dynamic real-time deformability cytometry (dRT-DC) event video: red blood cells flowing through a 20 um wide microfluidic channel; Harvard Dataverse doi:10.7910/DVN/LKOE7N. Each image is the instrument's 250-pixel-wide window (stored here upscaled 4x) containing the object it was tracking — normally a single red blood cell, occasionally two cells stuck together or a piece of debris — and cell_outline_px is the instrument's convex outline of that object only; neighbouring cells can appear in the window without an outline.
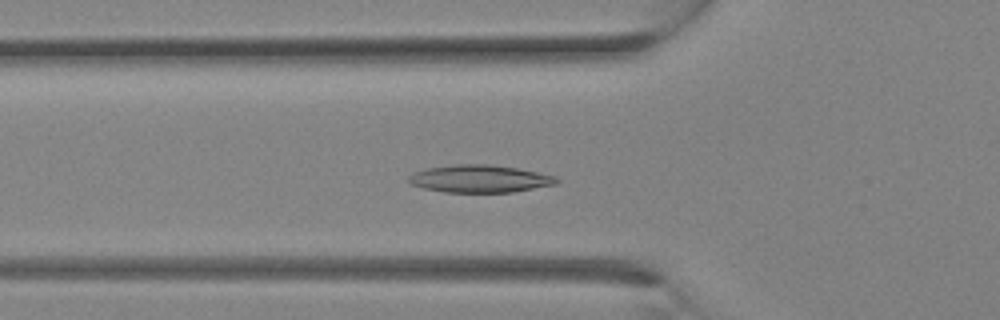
{"species": "Egyptian fruit bat (a non-hibernating species)", "species_latin": "Rousettus aegyptiacus", "temperature_condition": "room temperature", "stored_images_in_passage": 16, "camera_frame_rate_fps": 3000, "um_per_image_px": 0.085, "animal": {"sex": "female"}, "frame": {"image": 1, "passage_image": 10, "time_ms": 3.0, "image_size_px": [1000, 320], "cell_outline_px": [[560, 180], [556, 184], [512, 192], [444, 192], [424, 188], [412, 184], [408, 180], [408, 176], [412, 172], [428, 168], [452, 164], [488, 164], [516, 168], [556, 176]], "centroid_in_image_um": [40.76, 15.19], "position_along_channel_um": 85.0, "area_um2": 23.64}}
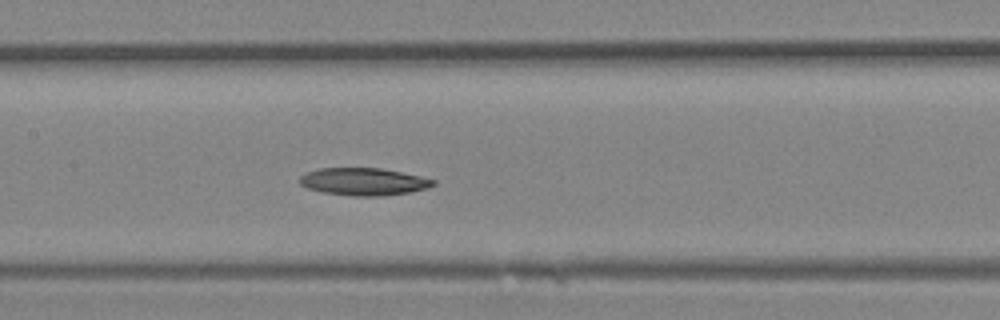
{"frame": {"image": 2, "passage_image": 14, "time_ms": 4.333, "image_size_px": [1000, 320], "cell_outline_px": [[436, 184], [428, 188], [412, 192], [380, 196], [352, 196], [320, 192], [308, 188], [300, 184], [300, 176], [308, 172], [320, 168], [380, 168], [420, 176], [436, 180]], "centroid_in_image_um": [30.93, 15.45], "position_along_channel_um": 176.5, "area_um2": 21.39}}
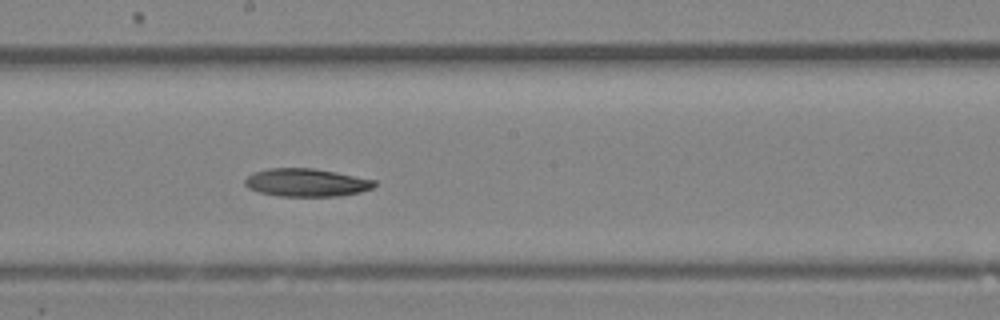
{"frame": {"image": 3, "passage_image": 16, "time_ms": 5.0, "image_size_px": [1000, 320], "cell_outline_px": [[376, 184], [372, 188], [360, 192], [340, 196], [280, 196], [260, 192], [248, 188], [244, 184], [244, 180], [252, 172], [268, 168], [316, 168], [376, 180]], "centroid_in_image_um": [26.04, 15.51], "position_along_channel_um": 222.2, "area_um2": 21.21}}